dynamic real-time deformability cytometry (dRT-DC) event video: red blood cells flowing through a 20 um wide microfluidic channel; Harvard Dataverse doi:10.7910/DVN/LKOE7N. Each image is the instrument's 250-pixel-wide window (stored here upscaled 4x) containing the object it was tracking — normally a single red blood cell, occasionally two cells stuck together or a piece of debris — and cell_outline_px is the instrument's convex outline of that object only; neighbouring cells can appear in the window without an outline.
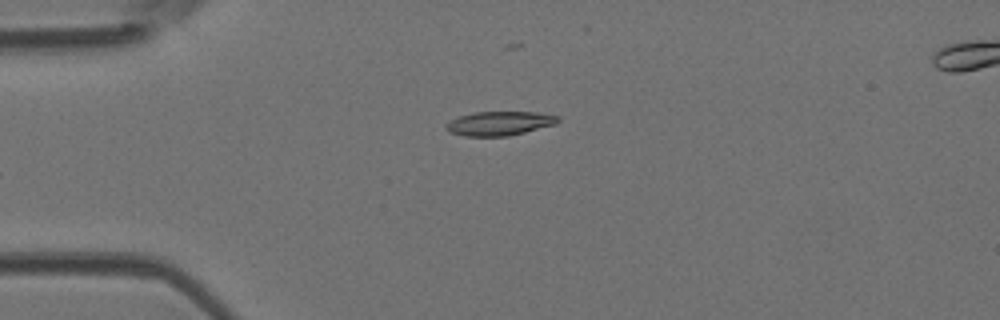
{"species": "Egyptian fruit bat (a non-hibernating species)", "species_latin": "Rousettus aegyptiacus", "temperature_condition": "room temperature", "stored_images_in_passage": 3, "camera_frame_rate_fps": 3000, "um_per_image_px": 0.085, "animal": {"sex": "female"}, "frame": {"image": 1, "passage_image": 1, "time_ms": 0.0, "image_size_px": [1000, 320], "cell_outline_px": [[560, 120], [556, 124], [508, 136], [464, 136], [448, 132], [444, 128], [448, 120], [460, 116], [476, 112], [536, 112], [560, 116]], "centroid_in_image_um": [42.43, 10.49], "position_along_channel_um": 42.6, "area_um2": 15.78}}
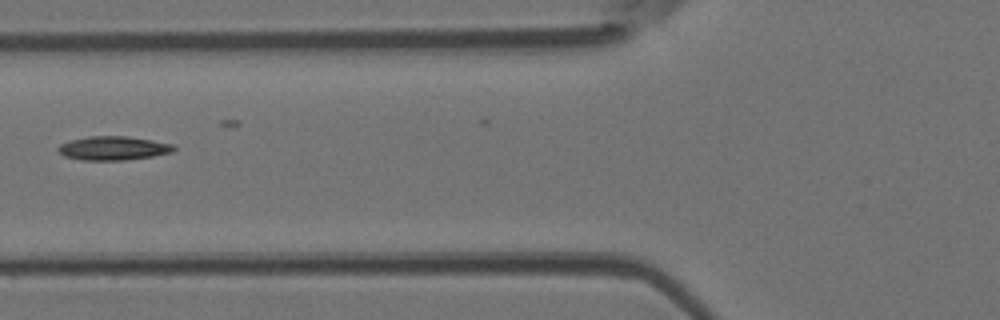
{"frame": {"image": 2, "passage_image": 3, "time_ms": 0.667, "image_size_px": [1000, 320], "cell_outline_px": [[176, 148], [172, 152], [152, 156], [124, 160], [84, 160], [64, 156], [56, 148], [60, 144], [72, 140], [88, 136], [128, 136], [152, 140], [172, 144]], "centroid_in_image_um": [9.62, 12.59], "position_along_channel_um": 116.2, "area_um2": 15.95}}